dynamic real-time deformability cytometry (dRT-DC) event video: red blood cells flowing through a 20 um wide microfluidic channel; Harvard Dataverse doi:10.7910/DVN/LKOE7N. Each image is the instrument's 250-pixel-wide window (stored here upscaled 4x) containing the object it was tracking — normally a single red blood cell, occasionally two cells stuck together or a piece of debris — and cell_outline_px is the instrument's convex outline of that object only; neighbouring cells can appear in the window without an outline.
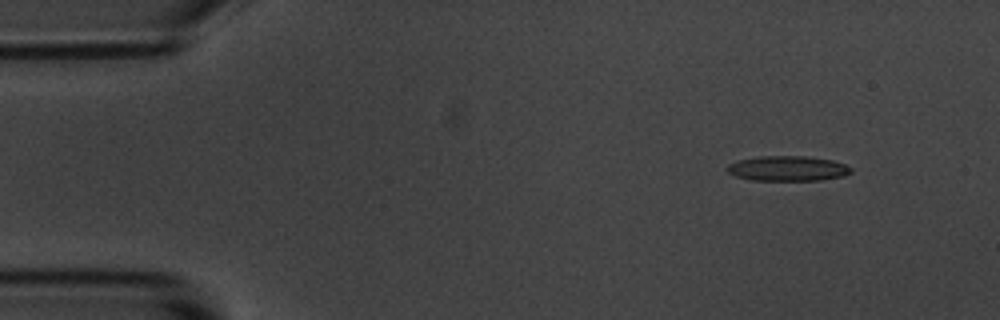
{"species": "common noctule bat (a hibernating species)", "species_latin": "Nyctalus noctula", "temperature_condition": "room temperature", "stored_images_in_passage": 5, "segment_of_instrument_passage": [1, 2], "camera_frame_rate_fps": 3000, "um_per_image_px": 0.085, "animal": {"sex": "male", "body_mass_g": 20.1, "forearm_length_mm": 53.5}, "frame": {"image": 1, "passage_image": 1, "time_ms": 0.0, "image_size_px": [1000, 320], "cell_outline_px": [[852, 172], [844, 176], [820, 180], [752, 180], [736, 176], [728, 172], [724, 168], [728, 164], [736, 160], [756, 156], [804, 156], [832, 160], [844, 164], [852, 168]], "centroid_in_image_um": [66.92, 14.31], "position_along_channel_um": 18.1, "area_um2": 18.21}}